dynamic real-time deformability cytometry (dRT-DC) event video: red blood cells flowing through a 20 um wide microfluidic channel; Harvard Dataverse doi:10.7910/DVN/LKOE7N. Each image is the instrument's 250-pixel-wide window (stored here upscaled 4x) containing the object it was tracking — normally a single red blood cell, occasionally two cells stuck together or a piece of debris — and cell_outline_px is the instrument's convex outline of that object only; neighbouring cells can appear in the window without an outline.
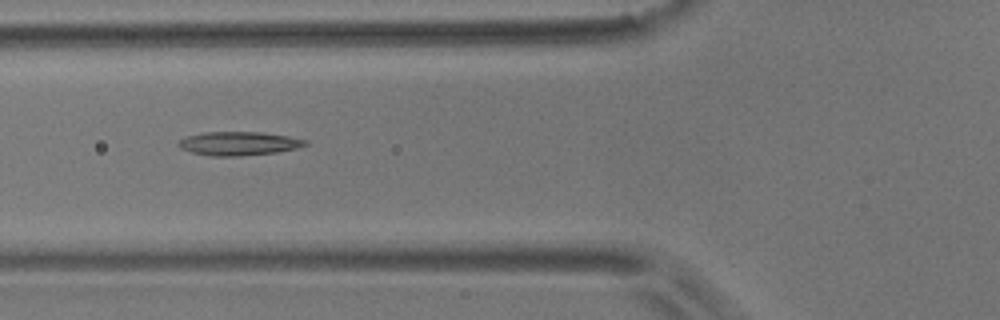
{"species": "common noctule bat (a hibernating species)", "species_latin": "Nyctalus noctula", "temperature_condition": "room temperature", "stored_images_in_passage": 8, "camera_frame_rate_fps": 3000, "um_per_image_px": 0.085, "animal": {"sex": "male", "body_mass_g": 17.9}, "frame": {"image": 1, "passage_image": 7, "time_ms": 7.0, "image_size_px": [1000, 320], "cell_outline_px": [[308, 144], [296, 148], [276, 152], [240, 156], [212, 156], [192, 152], [180, 148], [176, 144], [180, 140], [188, 136], [204, 132], [260, 132], [288, 136], [308, 140]], "centroid_in_image_um": [20.29, 12.19], "position_along_channel_um": 105.5, "area_um2": 17.4}}
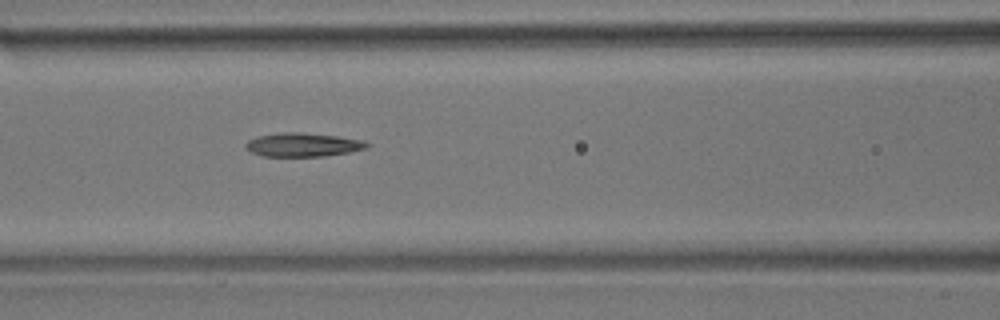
{"frame": {"image": 2, "passage_image": 8, "time_ms": 8.0, "image_size_px": [1000, 320], "cell_outline_px": [[372, 144], [368, 148], [348, 152], [324, 156], [260, 156], [244, 148], [244, 144], [248, 140], [256, 136], [284, 132], [304, 132], [336, 136], [364, 140]], "centroid_in_image_um": [25.74, 12.3], "position_along_channel_um": 140.9, "area_um2": 16.94}}